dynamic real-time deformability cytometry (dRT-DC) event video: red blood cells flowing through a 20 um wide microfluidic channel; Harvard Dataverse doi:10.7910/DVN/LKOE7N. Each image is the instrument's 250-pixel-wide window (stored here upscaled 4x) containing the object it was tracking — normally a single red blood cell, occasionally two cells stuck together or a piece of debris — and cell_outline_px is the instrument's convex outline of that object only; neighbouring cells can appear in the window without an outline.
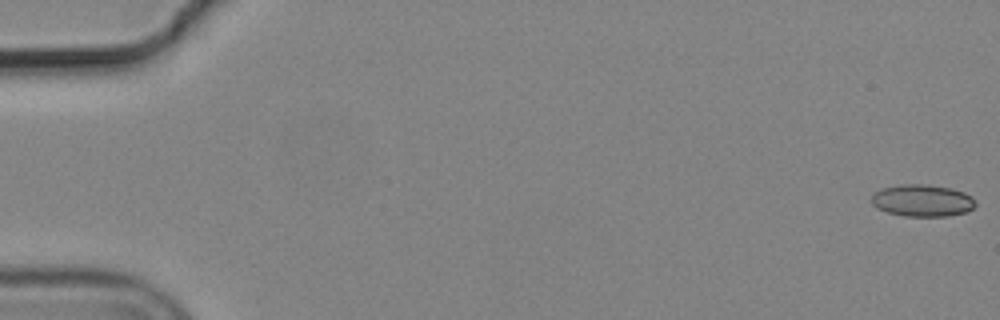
{"species": "common noctule bat (a hibernating species)", "species_latin": "Nyctalus noctula", "temperature_condition": "cold", "stored_images_in_passage": 4, "camera_frame_rate_fps": 3000, "um_per_image_px": 0.085, "animal": {"sex": "male", "body_mass_g": 19.2, "forearm_length_mm": 51.8}, "frame": {"image": 1, "passage_image": 1, "time_ms": 0.0, "image_size_px": [1000, 320], "cell_outline_px": [[976, 204], [972, 208], [964, 212], [948, 216], [904, 216], [888, 212], [876, 208], [872, 204], [872, 196], [880, 188], [900, 184], [924, 184], [952, 188], [964, 192], [972, 196], [976, 200]], "centroid_in_image_um": [78.4, 17.03], "position_along_channel_um": 6.6, "area_um2": 19.48}}